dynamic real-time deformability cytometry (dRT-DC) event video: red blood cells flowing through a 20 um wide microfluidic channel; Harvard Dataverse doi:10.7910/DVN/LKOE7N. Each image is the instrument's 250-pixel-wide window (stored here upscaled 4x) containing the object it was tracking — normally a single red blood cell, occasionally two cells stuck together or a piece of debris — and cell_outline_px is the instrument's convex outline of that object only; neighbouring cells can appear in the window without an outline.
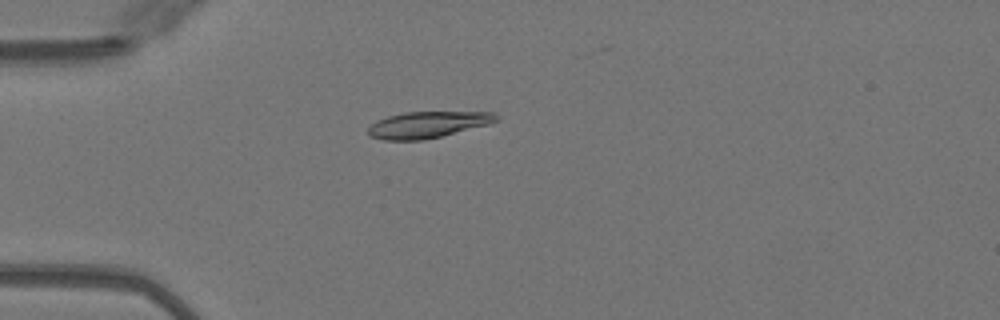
{"species": "Egyptian fruit bat (a non-hibernating species)", "species_latin": "Rousettus aegyptiacus", "temperature_condition": "warm", "stored_images_in_passage": 19, "camera_frame_rate_fps": 3000, "um_per_image_px": 0.085, "animal": {"sex": "female"}, "frame": {"image": 1, "passage_image": 11, "time_ms": 3.333, "image_size_px": [1000, 320], "cell_outline_px": [[500, 120], [488, 124], [424, 140], [384, 140], [368, 136], [368, 128], [376, 120], [388, 116], [404, 112], [496, 112]], "centroid_in_image_um": [36.34, 10.59], "position_along_channel_um": 48.7, "area_um2": 19.65}}
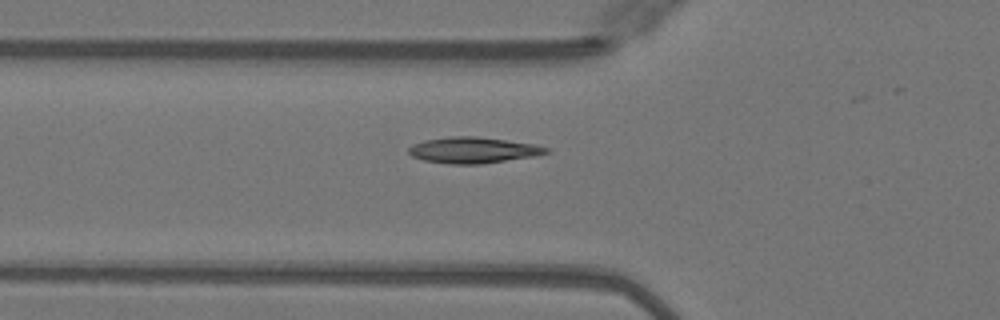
{"frame": {"image": 2, "passage_image": 15, "time_ms": 4.667, "image_size_px": [1000, 320], "cell_outline_px": [[548, 152], [532, 156], [480, 164], [448, 164], [424, 160], [412, 156], [408, 152], [408, 148], [412, 144], [424, 140], [448, 136], [476, 136], [536, 144], [548, 148]], "centroid_in_image_um": [40.16, 12.75], "position_along_channel_um": 85.6, "area_um2": 20.75}}
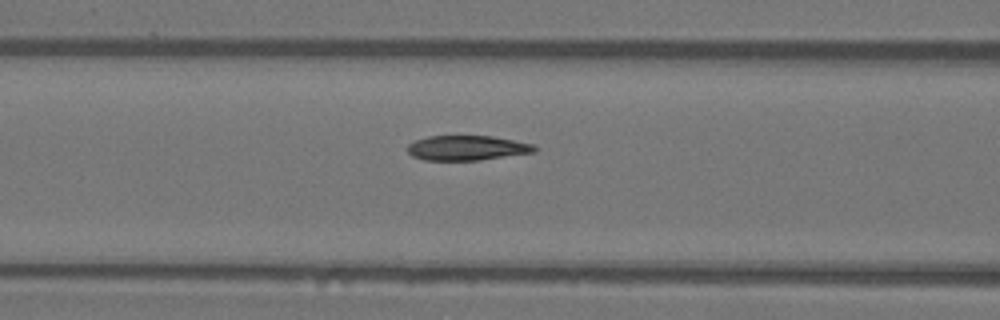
{"frame": {"image": 3, "passage_image": 18, "time_ms": 5.667, "image_size_px": [1000, 320], "cell_outline_px": [[536, 152], [480, 160], [424, 160], [412, 156], [408, 152], [408, 144], [416, 140], [428, 136], [492, 136], [532, 144], [536, 148]], "centroid_in_image_um": [39.68, 12.58], "position_along_channel_um": 126.9, "area_um2": 18.26}}